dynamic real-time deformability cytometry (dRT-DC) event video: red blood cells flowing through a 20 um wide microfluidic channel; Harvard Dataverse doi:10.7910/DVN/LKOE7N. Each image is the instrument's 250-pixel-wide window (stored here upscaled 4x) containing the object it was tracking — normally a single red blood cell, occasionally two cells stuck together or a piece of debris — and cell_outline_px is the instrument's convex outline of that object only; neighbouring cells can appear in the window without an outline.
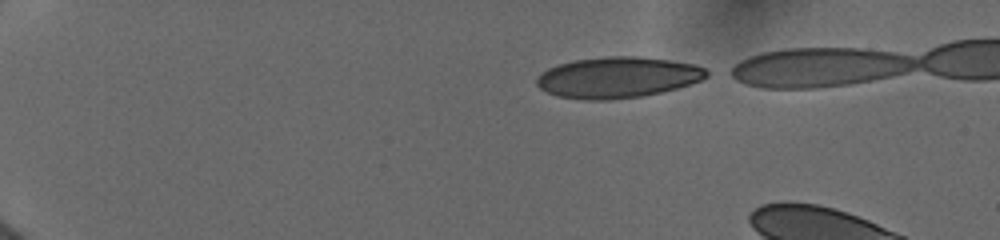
{"species": "human", "species_latin": "Homo sapiens", "temperature_condition": "cold", "stored_images_in_passage": 18, "camera_frame_rate_fps": 3000, "um_per_image_px": 0.085, "donor": {"sex": "female"}, "frame": {"image": 1, "passage_image": 1, "time_ms": 0.0, "image_size_px": [1000, 240], "cell_outline_px": [[708, 76], [700, 80], [676, 88], [644, 96], [608, 100], [584, 100], [556, 96], [540, 88], [536, 84], [536, 76], [548, 68], [560, 64], [576, 60], [604, 56], [636, 56], [668, 60], [692, 64], [704, 68], [708, 72]], "centroid_in_image_um": [52.45, 6.59], "position_along_channel_um": 32.5, "area_um2": 40.4}}